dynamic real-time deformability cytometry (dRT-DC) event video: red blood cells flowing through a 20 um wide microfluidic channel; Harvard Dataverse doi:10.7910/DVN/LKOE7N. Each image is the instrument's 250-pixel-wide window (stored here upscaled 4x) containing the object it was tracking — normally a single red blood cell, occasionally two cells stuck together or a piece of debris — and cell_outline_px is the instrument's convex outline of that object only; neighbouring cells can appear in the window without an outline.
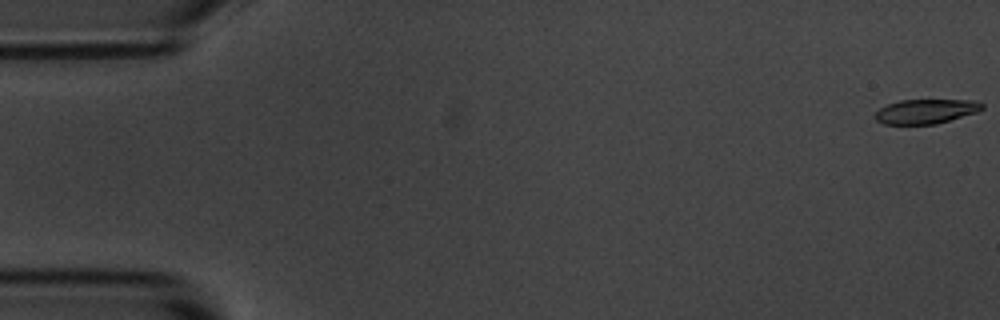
{"species": "common noctule bat (a hibernating species)", "species_latin": "Nyctalus noctula", "temperature_condition": "room temperature", "stored_images_in_passage": 5, "camera_frame_rate_fps": 3000, "um_per_image_px": 0.085, "animal": {"sex": "male", "body_mass_g": 20.1, "forearm_length_mm": 53.5}, "frame": {"image": 1, "passage_image": 1, "time_ms": 0.0, "image_size_px": [1000, 320], "cell_outline_px": [[984, 108], [976, 112], [936, 124], [884, 124], [876, 120], [872, 116], [880, 108], [888, 104], [900, 100], [976, 100], [984, 104]], "centroid_in_image_um": [78.68, 9.46], "position_along_channel_um": 6.3, "area_um2": 15.26}}
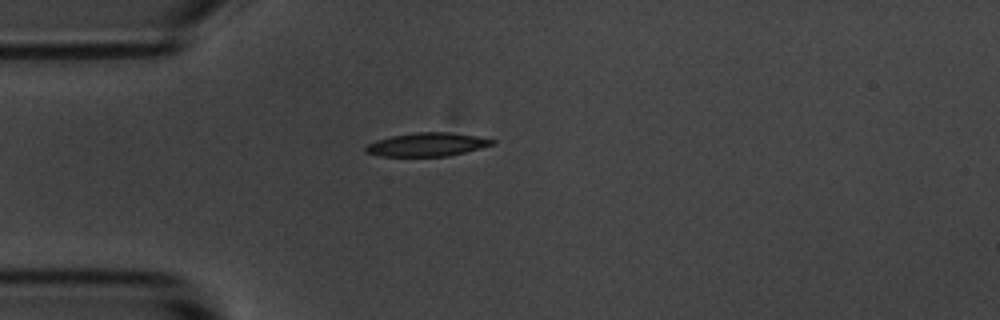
{"frame": {"image": 2, "passage_image": 5, "time_ms": 1.333, "image_size_px": [1000, 320], "cell_outline_px": [[496, 144], [448, 156], [380, 156], [364, 152], [364, 148], [368, 144], [376, 140], [392, 136], [416, 132], [448, 132], [476, 136], [496, 140]], "centroid_in_image_um": [36.3, 12.28], "position_along_channel_um": 48.7, "area_um2": 17.28}}